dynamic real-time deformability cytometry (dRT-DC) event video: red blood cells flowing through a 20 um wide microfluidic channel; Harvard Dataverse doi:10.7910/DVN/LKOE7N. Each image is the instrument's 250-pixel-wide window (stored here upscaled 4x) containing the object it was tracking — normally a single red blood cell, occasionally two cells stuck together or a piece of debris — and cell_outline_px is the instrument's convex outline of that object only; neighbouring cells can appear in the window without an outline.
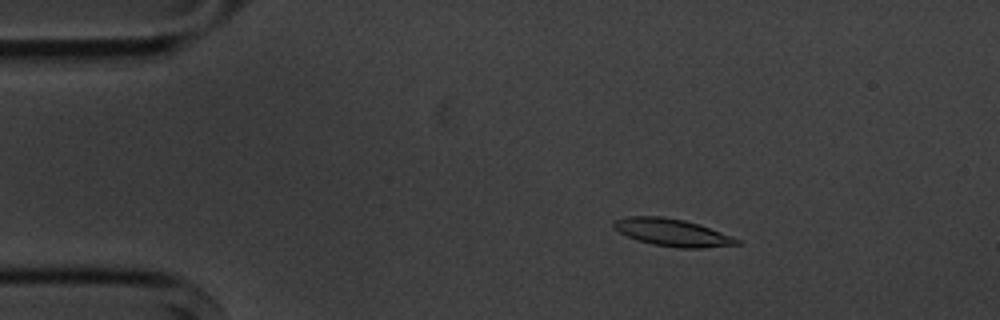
{"species": "common noctule bat (a hibernating species)", "species_latin": "Nyctalus noctula", "temperature_condition": "cold", "stored_images_in_passage": 4, "camera_frame_rate_fps": 3000, "um_per_image_px": 0.085, "animal": {"sex": "male", "body_mass_g": 20.1, "forearm_length_mm": 53.5}, "frame": {"image": 1, "passage_image": 3, "time_ms": 2.333, "image_size_px": [1000, 320], "cell_outline_px": [[740, 244], [700, 248], [680, 248], [652, 244], [636, 240], [612, 228], [612, 220], [628, 216], [664, 216], [684, 220], [700, 224], [732, 236], [740, 240]], "centroid_in_image_um": [57.11, 19.75], "position_along_channel_um": 27.9, "area_um2": 19.77}}